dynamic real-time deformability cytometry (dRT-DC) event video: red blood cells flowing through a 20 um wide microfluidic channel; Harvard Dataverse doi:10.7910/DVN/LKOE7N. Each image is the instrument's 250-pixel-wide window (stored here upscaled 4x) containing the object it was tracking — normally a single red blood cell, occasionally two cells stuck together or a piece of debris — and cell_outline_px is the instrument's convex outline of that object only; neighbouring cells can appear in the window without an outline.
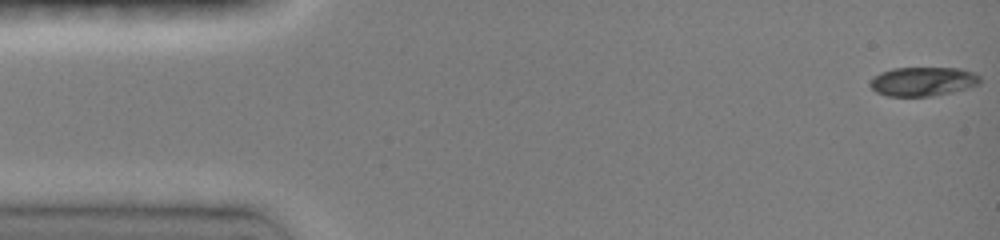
{"species": "common noctule bat (a hibernating species)", "species_latin": "Nyctalus noctula", "temperature_condition": "room temperature", "stored_images_in_passage": 35, "camera_frame_rate_fps": 3000, "um_per_image_px": 0.085, "animal": {"sex": "female", "body_mass_g": 19.0, "forearm_length_mm": 51.5}, "frame": {"image": 1, "passage_image": 1, "time_ms": 0.0, "image_size_px": [1000, 240], "cell_outline_px": [[980, 84], [968, 88], [952, 92], [932, 96], [888, 96], [876, 92], [868, 84], [872, 76], [880, 72], [892, 68], [960, 68], [976, 72], [980, 76]], "centroid_in_image_um": [78.45, 6.92], "position_along_channel_um": 6.6, "area_um2": 18.9}}
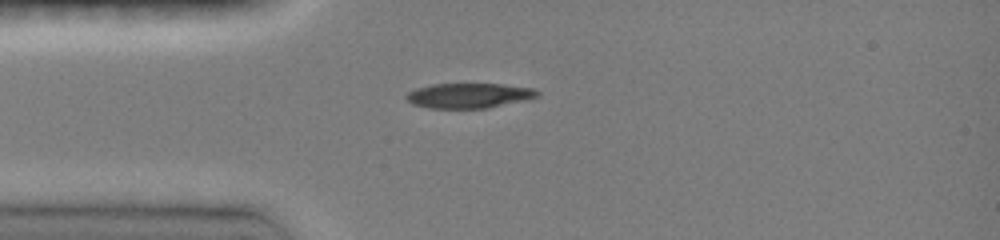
{"frame": {"image": 2, "passage_image": 29, "time_ms": 3.667, "image_size_px": [1000, 240], "cell_outline_px": [[540, 96], [524, 100], [488, 108], [428, 108], [412, 104], [404, 96], [408, 92], [416, 88], [432, 84], [500, 84], [532, 88], [540, 92]], "centroid_in_image_um": [39.84, 8.12], "position_along_channel_um": 45.2, "area_um2": 19.02}}